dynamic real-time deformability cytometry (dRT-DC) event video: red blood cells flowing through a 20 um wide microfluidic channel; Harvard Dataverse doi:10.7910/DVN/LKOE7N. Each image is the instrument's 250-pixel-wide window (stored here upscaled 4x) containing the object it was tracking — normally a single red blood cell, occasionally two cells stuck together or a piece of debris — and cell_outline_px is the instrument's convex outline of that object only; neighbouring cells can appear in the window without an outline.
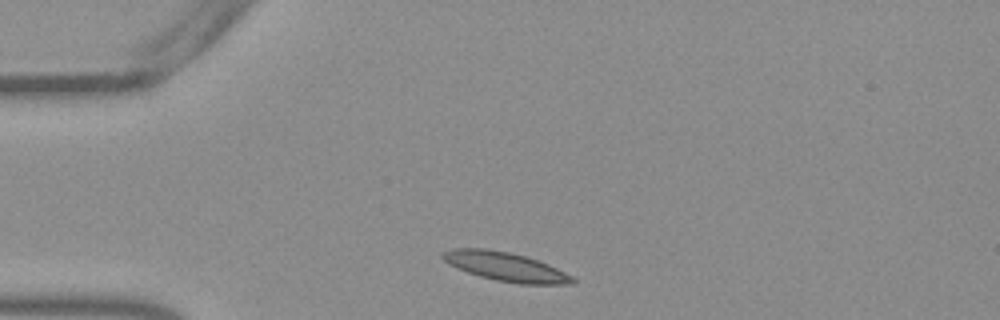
{"species": "Egyptian fruit bat (a non-hibernating species)", "species_latin": "Rousettus aegyptiacus", "temperature_condition": "warm", "stored_images_in_passage": 34, "camera_frame_rate_fps": 3000, "um_per_image_px": 0.085, "frame": {"image": 1, "passage_image": 2, "time_ms": 0.333, "image_size_px": [1000, 320], "cell_outline_px": [[576, 284], [520, 284], [496, 280], [480, 276], [456, 268], [448, 264], [440, 256], [444, 252], [452, 248], [484, 248], [508, 252], [524, 256], [548, 264], [572, 276], [576, 280]], "centroid_in_image_um": [42.96, 22.67], "position_along_channel_um": 42.0, "area_um2": 21.73}}
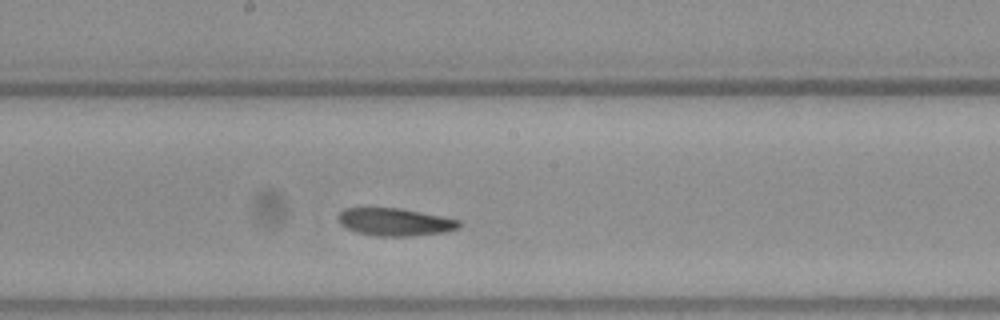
{"frame": {"image": 2, "passage_image": 18, "time_ms": 5.667, "image_size_px": [1000, 320], "cell_outline_px": [[460, 228], [444, 232], [412, 236], [376, 236], [356, 232], [340, 224], [340, 212], [344, 208], [400, 208], [460, 220]], "centroid_in_image_um": [33.59, 18.87], "position_along_channel_um": 214.6, "area_um2": 19.25}}
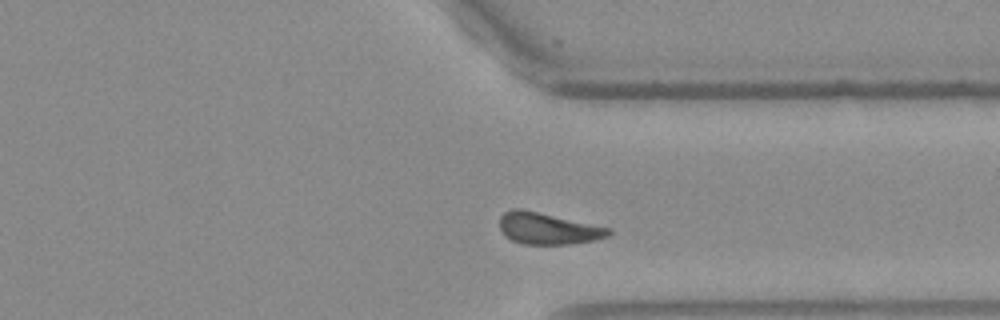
{"frame": {"image": 3, "passage_image": 30, "time_ms": 9.667, "image_size_px": [1000, 320], "cell_outline_px": [[612, 232], [608, 236], [596, 240], [572, 244], [520, 244], [504, 236], [500, 228], [500, 216], [504, 212], [512, 208], [520, 208], [612, 228]], "centroid_in_image_um": [46.57, 19.43], "position_along_channel_um": 364.8, "area_um2": 20.23}, "authors_computed_cell_mechanics": {"area_um2": 20.1144, "velocity_mm_per_s": 3.7553, "shape_relaxation_time_tau1_ms": null, "shape_relaxation_time_tau2_ms": 10.1778, "deformation_change_tau1": null, "deformation_change_tau2": 0.214}}